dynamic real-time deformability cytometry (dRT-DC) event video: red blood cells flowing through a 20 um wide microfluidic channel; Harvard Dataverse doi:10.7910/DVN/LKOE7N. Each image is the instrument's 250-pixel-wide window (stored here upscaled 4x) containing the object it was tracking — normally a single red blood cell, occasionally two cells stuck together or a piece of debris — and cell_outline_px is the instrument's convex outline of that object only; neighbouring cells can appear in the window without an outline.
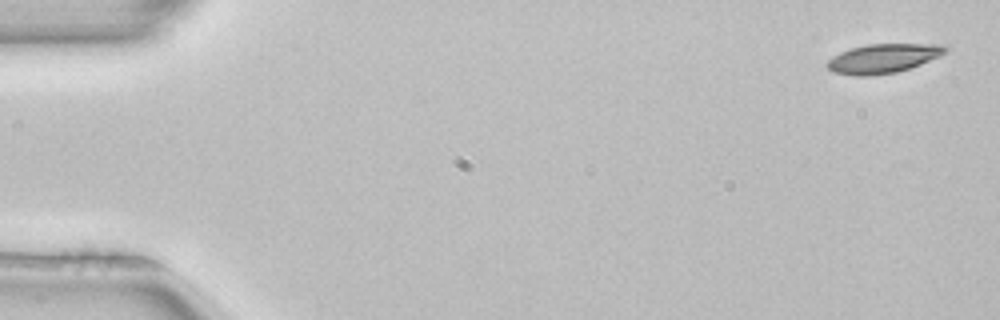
{"species": "common noctule bat (a hibernating species)", "species_latin": "Nyctalus noctula", "temperature_condition": "room temperature", "stored_images_in_passage": 3, "camera_frame_rate_fps": 3000, "um_per_image_px": 0.085, "animal": {"sex": "female", "body_mass_g": 22.7, "forearm_length_mm": 54.2}, "frame": {"image": 1, "passage_image": 1, "time_ms": 0.0, "image_size_px": [1000, 320], "cell_outline_px": [[948, 48], [940, 56], [920, 64], [896, 72], [868, 76], [856, 76], [832, 72], [824, 64], [832, 56], [840, 52], [852, 48], [868, 44], [940, 44]], "centroid_in_image_um": [75.01, 4.97], "position_along_channel_um": 10.0, "area_um2": 20.0}}
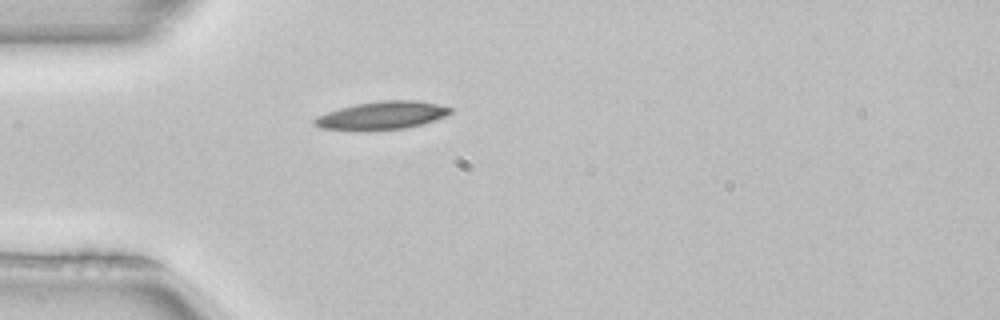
{"frame": {"image": 2, "passage_image": 3, "time_ms": 0.667, "image_size_px": [1000, 320], "cell_outline_px": [[452, 112], [444, 116], [424, 124], [404, 128], [320, 128], [312, 124], [312, 120], [316, 116], [340, 108], [356, 104], [380, 100], [412, 100], [436, 104], [452, 108]], "centroid_in_image_um": [32.48, 9.77], "position_along_channel_um": 52.5, "area_um2": 21.27}}